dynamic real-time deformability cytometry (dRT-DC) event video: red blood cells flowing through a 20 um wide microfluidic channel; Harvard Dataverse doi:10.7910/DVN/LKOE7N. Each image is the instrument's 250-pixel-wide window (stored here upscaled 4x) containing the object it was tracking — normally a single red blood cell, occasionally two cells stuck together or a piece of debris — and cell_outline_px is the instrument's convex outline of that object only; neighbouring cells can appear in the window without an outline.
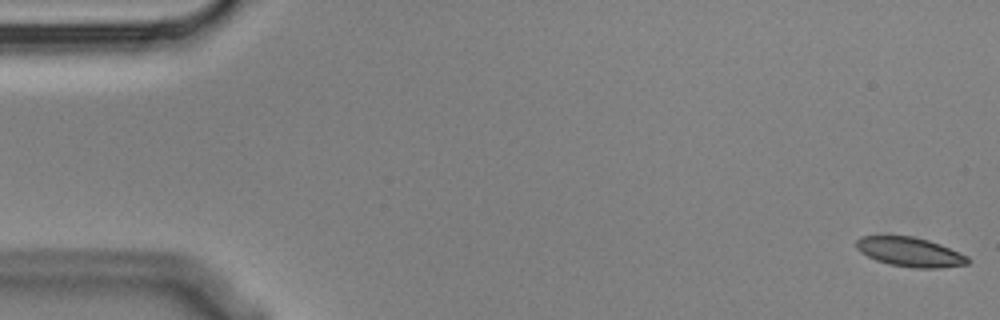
{"species": "Egyptian fruit bat (a non-hibernating species)", "species_latin": "Rousettus aegyptiacus", "temperature_condition": "cold", "stored_images_in_passage": 10, "camera_frame_rate_fps": 3000, "um_per_image_px": 0.085, "animal": {"sex": "male"}, "frame": {"image": 1, "passage_image": 1, "time_ms": 0.0, "image_size_px": [1000, 320], "cell_outline_px": [[972, 260], [968, 264], [940, 268], [912, 268], [888, 264], [876, 260], [860, 252], [856, 248], [856, 240], [860, 236], [912, 236], [928, 240], [940, 244], [968, 256]], "centroid_in_image_um": [77.36, 21.43], "position_along_channel_um": 7.6, "area_um2": 19.19}}
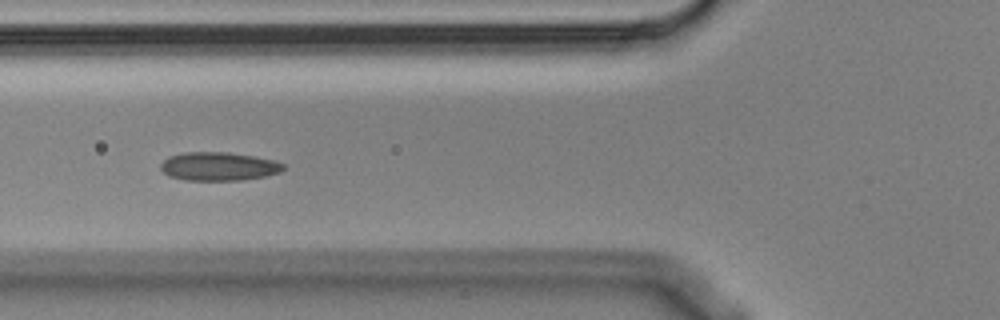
{"frame": {"image": 2, "passage_image": 6, "time_ms": 1.667, "image_size_px": [1000, 320], "cell_outline_px": [[284, 168], [280, 172], [264, 176], [240, 180], [184, 180], [168, 176], [160, 168], [160, 164], [168, 156], [184, 152], [228, 152], [252, 156], [272, 160], [284, 164]], "centroid_in_image_um": [18.54, 14.14], "position_along_channel_um": 107.3, "area_um2": 20.29}}
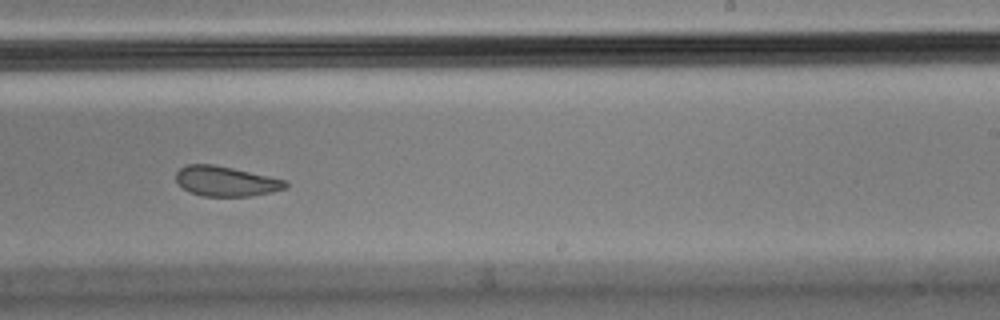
{"frame": {"image": 3, "passage_image": 10, "time_ms": 3.0, "image_size_px": [1000, 320], "cell_outline_px": [[288, 184], [284, 188], [272, 192], [252, 196], [200, 196], [188, 192], [176, 180], [176, 172], [180, 168], [188, 164], [212, 164], [232, 168], [288, 180]], "centroid_in_image_um": [19.2, 15.41], "position_along_channel_um": 269.8, "area_um2": 19.13}}